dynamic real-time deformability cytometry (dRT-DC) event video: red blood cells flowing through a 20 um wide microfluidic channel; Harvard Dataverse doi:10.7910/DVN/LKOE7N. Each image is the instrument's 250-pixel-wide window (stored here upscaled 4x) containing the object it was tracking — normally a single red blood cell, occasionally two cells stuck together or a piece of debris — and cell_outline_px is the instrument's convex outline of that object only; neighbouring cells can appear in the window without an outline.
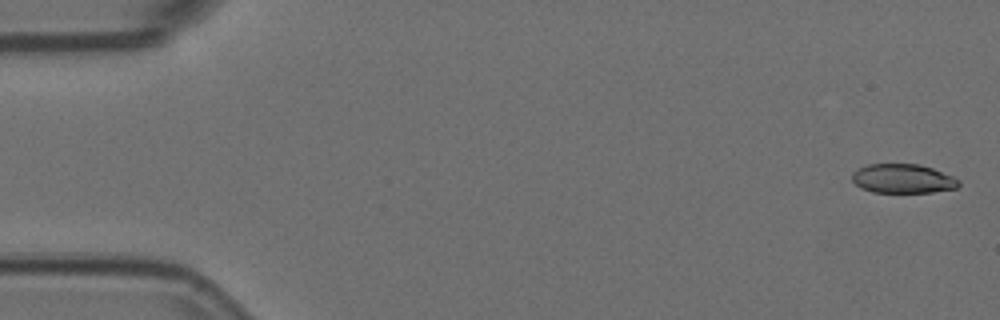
{"species": "Egyptian fruit bat (a non-hibernating species)", "species_latin": "Rousettus aegyptiacus", "temperature_condition": "room temperature", "stored_images_in_passage": 5, "camera_frame_rate_fps": 3000, "um_per_image_px": 0.085, "animal": {"sex": "female"}, "frame": {"image": 1, "passage_image": 1, "time_ms": 0.0, "image_size_px": [1000, 320], "cell_outline_px": [[960, 184], [956, 188], [932, 192], [872, 192], [860, 188], [852, 180], [852, 172], [868, 164], [920, 164], [932, 168], [952, 176], [960, 180]], "centroid_in_image_um": [76.74, 15.18], "position_along_channel_um": 8.3, "area_um2": 18.09}}
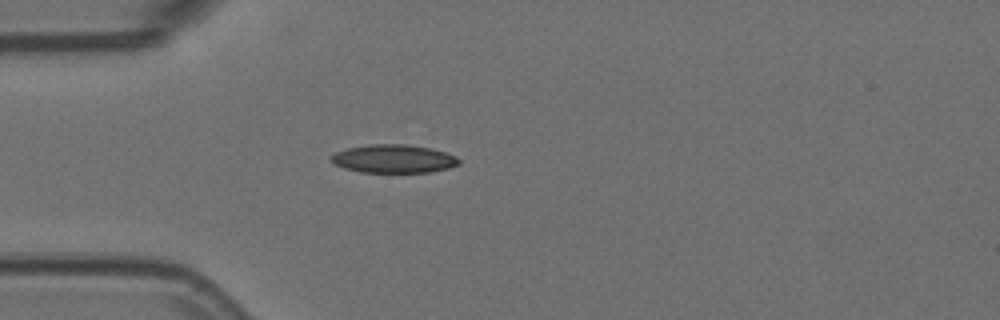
{"frame": {"image": 2, "passage_image": 5, "time_ms": 1.333, "image_size_px": [1000, 320], "cell_outline_px": [[460, 164], [448, 168], [428, 172], [360, 172], [344, 168], [336, 164], [332, 160], [332, 156], [336, 152], [348, 148], [372, 144], [404, 144], [432, 148], [456, 156], [460, 160]], "centroid_in_image_um": [33.5, 13.49], "position_along_channel_um": 51.5, "area_um2": 20.87}}